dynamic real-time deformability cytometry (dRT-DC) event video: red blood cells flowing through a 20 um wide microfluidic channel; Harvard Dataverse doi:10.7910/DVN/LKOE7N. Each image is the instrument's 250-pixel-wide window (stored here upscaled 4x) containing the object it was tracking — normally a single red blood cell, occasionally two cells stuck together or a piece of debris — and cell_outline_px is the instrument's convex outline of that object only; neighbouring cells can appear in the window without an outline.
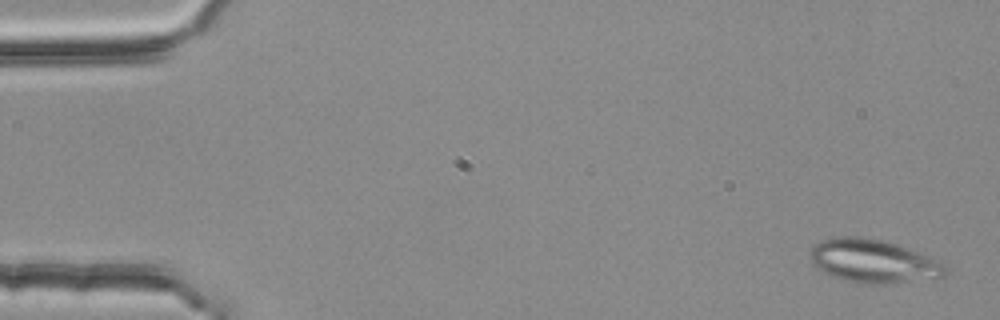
{"species": "common noctule bat (a hibernating species)", "species_latin": "Nyctalus noctula", "temperature_condition": "room temperature", "stored_images_in_passage": 4, "camera_frame_rate_fps": 3000, "um_per_image_px": 0.085, "animal": {"sex": "female", "body_mass_g": 25.1}, "frame": {"image": 1, "passage_image": 1, "time_ms": 0.0, "image_size_px": [1000, 320], "cell_outline_px": [[948, 272], [944, 276], [876, 284], [868, 284], [844, 280], [832, 276], [824, 272], [812, 264], [812, 248], [816, 244], [824, 240], [840, 236], [860, 236], [880, 240], [896, 244], [908, 248], [928, 256], [944, 264], [948, 268]], "centroid_in_image_um": [74.22, 22.19], "position_along_channel_um": 10.8, "area_um2": 33.41}}